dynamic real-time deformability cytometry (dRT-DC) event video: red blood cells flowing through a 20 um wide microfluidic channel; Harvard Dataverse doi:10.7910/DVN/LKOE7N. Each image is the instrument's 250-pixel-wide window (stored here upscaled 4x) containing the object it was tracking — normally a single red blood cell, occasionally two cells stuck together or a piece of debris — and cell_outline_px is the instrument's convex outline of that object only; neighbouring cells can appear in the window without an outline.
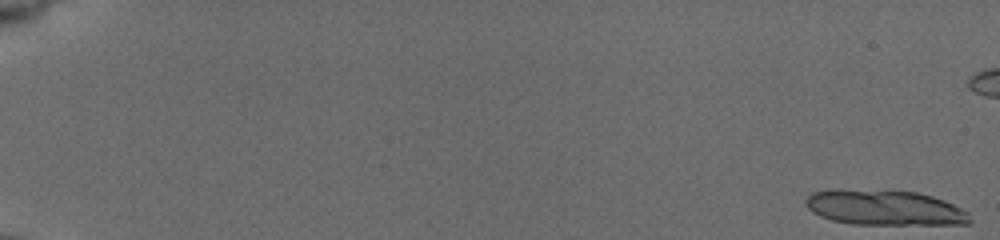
{"species": "common noctule bat (a hibernating species)", "species_latin": "Nyctalus noctula", "temperature_condition": "cold", "stored_images_in_passage": 18, "camera_frame_rate_fps": 3000, "um_per_image_px": 0.085, "animal": {"sex": "female", "body_mass_g": 19.5, "forearm_length_mm": 54.1}, "frame": {"image": 1, "passage_image": 1, "time_ms": 0.0, "image_size_px": [1000, 240], "cell_outline_px": [[972, 220], [968, 224], [852, 224], [832, 220], [820, 216], [812, 212], [804, 204], [804, 200], [812, 192], [836, 188], [840, 188], [916, 192], [932, 196], [944, 200], [968, 212]], "centroid_in_image_um": [75.14, 17.64], "position_along_channel_um": 9.9, "area_um2": 33.93}}